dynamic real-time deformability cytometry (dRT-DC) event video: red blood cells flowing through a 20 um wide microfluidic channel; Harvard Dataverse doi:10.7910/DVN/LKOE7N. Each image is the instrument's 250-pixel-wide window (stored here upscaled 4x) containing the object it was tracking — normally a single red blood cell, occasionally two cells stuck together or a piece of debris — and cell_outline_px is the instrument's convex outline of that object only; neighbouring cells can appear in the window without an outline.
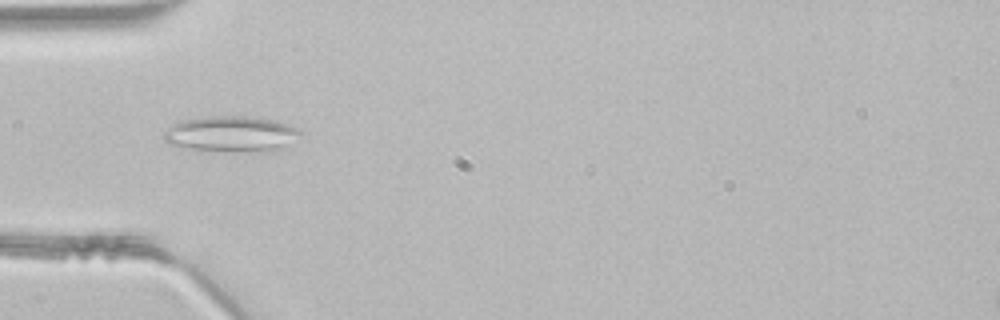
{"species": "common noctule bat (a hibernating species)", "species_latin": "Nyctalus noctula", "temperature_condition": "room temperature", "stored_images_in_passage": 46, "camera_frame_rate_fps": 3000, "um_per_image_px": 0.085, "animal": {"sex": "male", "body_mass_g": 21.5, "forearm_length_mm": 52.0}, "frame": {"image": 1, "passage_image": 14, "time_ms": 4.333, "image_size_px": [1000, 320], "cell_outline_px": [[304, 132], [280, 148], [268, 152], [224, 152], [184, 148], [168, 144], [164, 140], [164, 132], [172, 124], [184, 120], [208, 116], [244, 116], [272, 120], [288, 124]], "centroid_in_image_um": [19.61, 11.41], "position_along_channel_um": 65.4, "area_um2": 28.55}}